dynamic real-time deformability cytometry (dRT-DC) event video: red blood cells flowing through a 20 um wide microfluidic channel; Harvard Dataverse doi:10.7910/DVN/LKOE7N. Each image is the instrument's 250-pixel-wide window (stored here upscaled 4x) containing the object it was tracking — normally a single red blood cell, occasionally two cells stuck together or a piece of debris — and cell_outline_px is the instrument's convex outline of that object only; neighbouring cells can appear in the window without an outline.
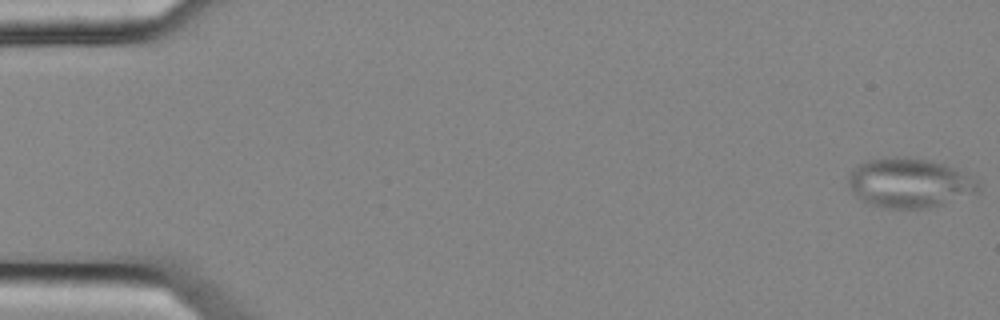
{"species": "common noctule bat (a hibernating species)", "species_latin": "Nyctalus noctula", "temperature_condition": "cold", "stored_images_in_passage": 11, "camera_frame_rate_fps": 3000, "um_per_image_px": 0.085, "animal": {"sex": "female", "body_mass_g": 25.1}, "frame": {"image": 1, "passage_image": 1, "time_ms": 0.0, "image_size_px": [1000, 320], "cell_outline_px": [[980, 188], [976, 192], [944, 204], [928, 208], [884, 208], [864, 204], [852, 192], [848, 184], [848, 176], [856, 164], [868, 160], [892, 156], [904, 156], [932, 160], [944, 164], [976, 180], [980, 184]], "centroid_in_image_um": [77.22, 15.55], "position_along_channel_um": 7.8, "area_um2": 37.74}}